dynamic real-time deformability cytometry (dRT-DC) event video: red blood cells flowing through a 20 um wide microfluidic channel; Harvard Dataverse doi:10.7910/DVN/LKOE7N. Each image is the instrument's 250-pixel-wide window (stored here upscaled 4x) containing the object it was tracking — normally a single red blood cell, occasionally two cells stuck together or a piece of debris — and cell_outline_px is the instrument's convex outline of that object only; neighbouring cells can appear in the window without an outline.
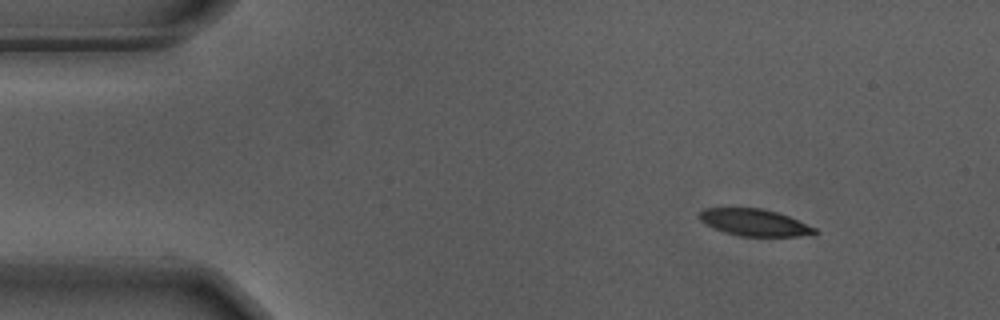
{"species": "Egyptian fruit bat (a non-hibernating species)", "species_latin": "Rousettus aegyptiacus", "temperature_condition": "warm", "stored_images_in_passage": 50, "camera_frame_rate_fps": 3000, "um_per_image_px": 0.085, "animal": {"sex": "male"}, "frame": {"image": 1, "passage_image": 1, "time_ms": 0.0, "image_size_px": [1000, 320], "cell_outline_px": [[820, 232], [816, 236], [740, 236], [724, 232], [712, 228], [700, 220], [700, 212], [704, 208], [760, 208], [776, 212], [788, 216], [816, 228]], "centroid_in_image_um": [64.18, 18.93], "position_along_channel_um": 20.8, "area_um2": 18.15}}
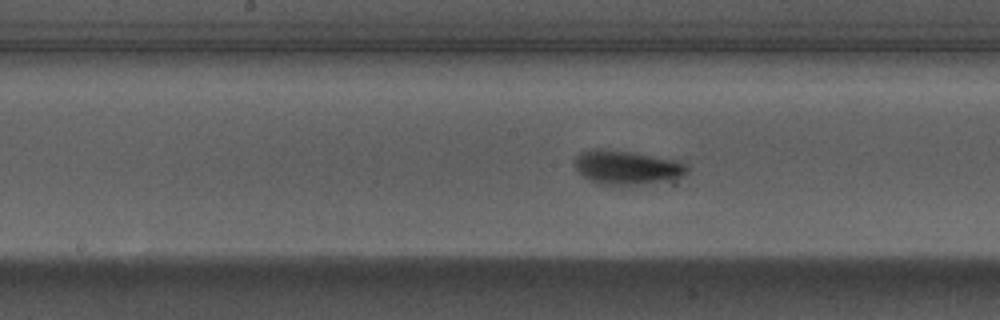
{"frame": {"image": 2, "passage_image": 22, "time_ms": 7.0, "image_size_px": [1000, 320], "cell_outline_px": [[688, 172], [684, 176], [664, 180], [640, 184], [600, 184], [584, 176], [576, 168], [576, 156], [580, 152], [592, 148], [596, 148], [628, 152], [676, 160], [688, 164]], "centroid_in_image_um": [53.3, 14.21], "position_along_channel_um": 194.9, "area_um2": 21.68}}
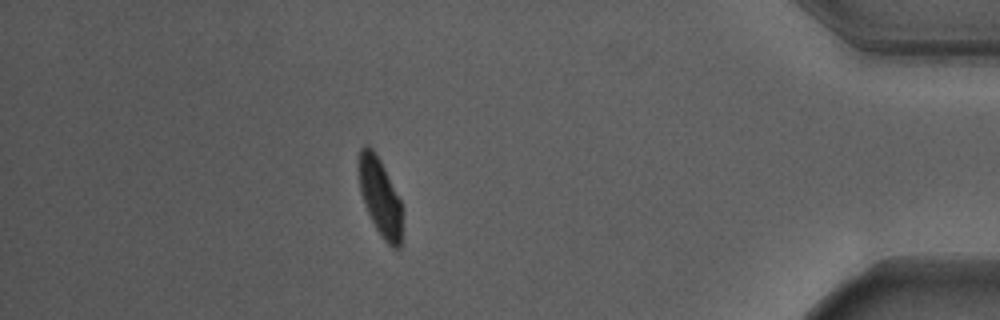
{"frame": {"image": 3, "passage_image": 43, "time_ms": 14.0, "image_size_px": [1000, 320], "cell_outline_px": [[400, 248], [392, 248], [384, 240], [376, 228], [364, 204], [360, 192], [356, 168], [356, 164], [360, 148], [364, 144], [368, 144], [372, 148], [380, 160], [400, 200]], "centroid_in_image_um": [32.22, 16.65], "position_along_channel_um": 403.0, "area_um2": 19.59}, "authors_computed_cell_mechanics": {"area_um2": 20.3167, "velocity_mm_per_s": 3.6755, "shape_relaxation_time_tau1_ms": 2.3632, "shape_relaxation_time_tau2_ms": 1.585, "deformation_change_tau1": 0.1555, "deformation_change_tau2": 0.0708}}